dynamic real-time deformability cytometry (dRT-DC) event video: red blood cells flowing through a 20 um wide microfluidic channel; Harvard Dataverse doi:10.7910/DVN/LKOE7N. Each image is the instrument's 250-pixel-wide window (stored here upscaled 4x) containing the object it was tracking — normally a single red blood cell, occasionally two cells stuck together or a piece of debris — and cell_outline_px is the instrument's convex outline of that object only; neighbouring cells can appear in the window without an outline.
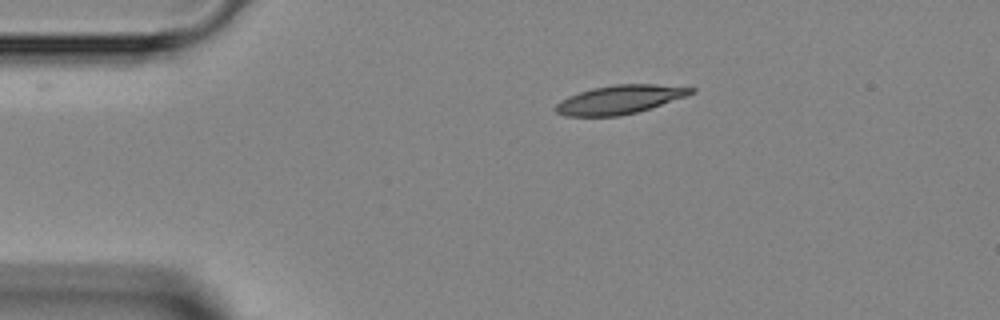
{"species": "Egyptian fruit bat (a non-hibernating species)", "species_latin": "Rousettus aegyptiacus", "temperature_condition": "room temperature", "stored_images_in_passage": 39, "camera_frame_rate_fps": 3000, "um_per_image_px": 0.085, "animal": {"sex": "female"}, "frame": {"image": 1, "passage_image": 1, "time_ms": 0.0, "image_size_px": [1000, 320], "cell_outline_px": [[696, 92], [636, 112], [620, 116], [564, 116], [556, 112], [552, 108], [560, 100], [568, 96], [592, 88], [616, 84], [656, 84], [696, 88]], "centroid_in_image_um": [52.61, 8.46], "position_along_channel_um": 32.4, "area_um2": 22.43}}
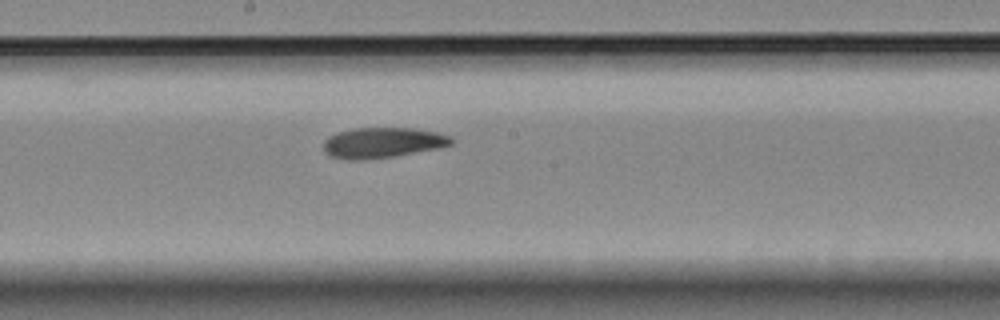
{"frame": {"image": 2, "passage_image": 17, "time_ms": 5.333, "image_size_px": [1000, 320], "cell_outline_px": [[456, 140], [452, 144], [440, 148], [396, 156], [364, 160], [348, 160], [328, 156], [324, 152], [324, 140], [328, 136], [336, 132], [356, 128], [412, 128], [436, 132], [452, 136]], "centroid_in_image_um": [32.52, 12.14], "position_along_channel_um": 215.7, "area_um2": 23.06}}
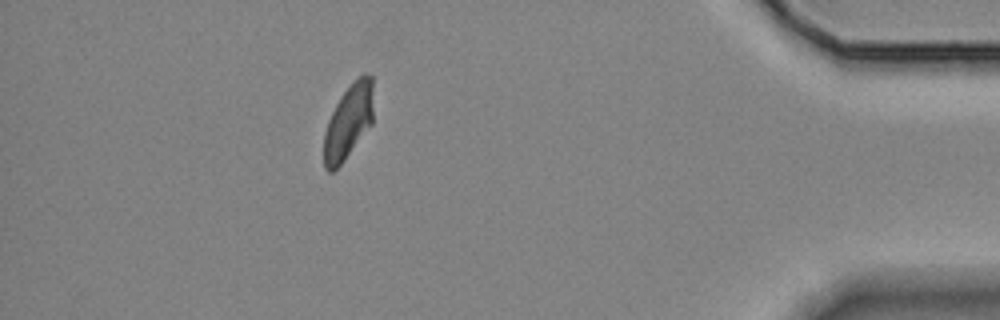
{"frame": {"image": 3, "passage_image": 34, "time_ms": 11.0, "image_size_px": [1000, 320], "cell_outline_px": [[372, 124], [344, 160], [332, 172], [328, 172], [324, 168], [324, 132], [328, 120], [336, 104], [352, 80], [364, 72], [372, 76]], "centroid_in_image_um": [29.61, 10.32], "position_along_channel_um": 405.6, "area_um2": 21.39}}